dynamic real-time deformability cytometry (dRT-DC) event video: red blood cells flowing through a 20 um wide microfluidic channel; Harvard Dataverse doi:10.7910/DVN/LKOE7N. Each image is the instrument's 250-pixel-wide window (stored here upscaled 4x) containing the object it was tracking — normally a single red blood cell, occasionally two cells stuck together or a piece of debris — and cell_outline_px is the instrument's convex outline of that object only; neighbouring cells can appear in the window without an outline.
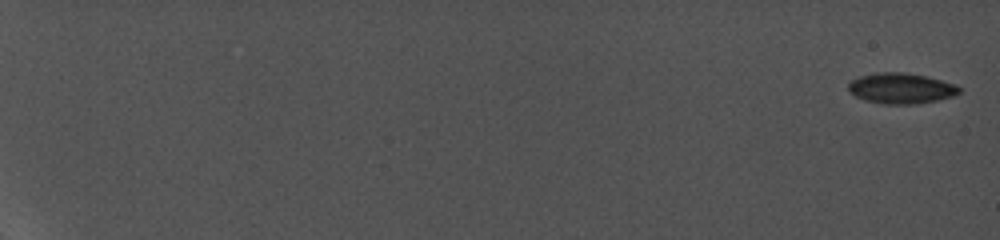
{"species": "common noctule bat (a hibernating species)", "species_latin": "Nyctalus noctula", "temperature_condition": "cold", "stored_images_in_passage": 34, "camera_frame_rate_fps": 5000, "um_per_image_px": 0.085, "animal": {"sex": "female", "body_mass_g": 19.0, "forearm_length_mm": 56.7}, "frame": {"image": 1, "passage_image": 1, "time_ms": 0.0, "image_size_px": [1000, 240], "cell_outline_px": [[960, 92], [952, 96], [936, 100], [912, 104], [884, 104], [864, 100], [848, 92], [848, 84], [852, 80], [860, 76], [876, 72], [904, 72], [924, 76], [940, 80], [952, 84], [960, 88]], "centroid_in_image_um": [76.52, 7.5], "position_along_channel_um": 8.5, "area_um2": 19.54}}
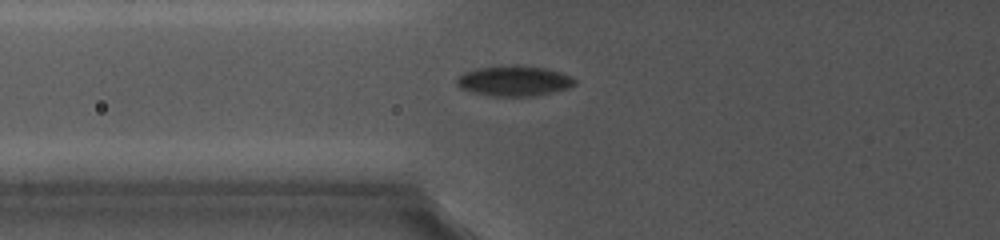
{"frame": {"image": 2, "passage_image": 17, "time_ms": 8.8, "image_size_px": [1000, 240], "cell_outline_px": [[576, 84], [568, 88], [552, 92], [532, 96], [492, 96], [472, 92], [460, 88], [456, 84], [456, 76], [464, 72], [476, 68], [508, 64], [516, 64], [548, 68], [572, 76], [576, 80]], "centroid_in_image_um": [43.68, 6.85], "position_along_channel_um": 82.1, "area_um2": 21.27}}
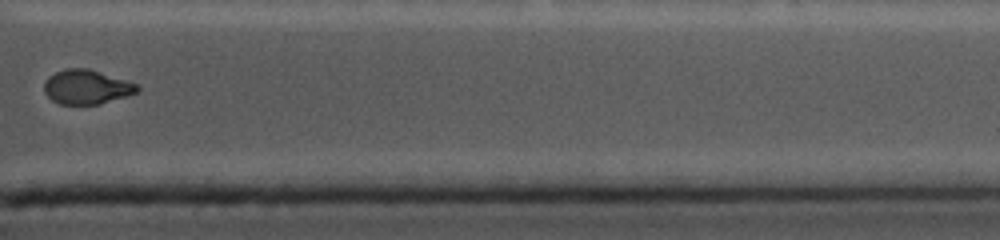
{"frame": {"image": 3, "passage_image": 33, "time_ms": 17.2, "image_size_px": [1000, 240], "cell_outline_px": [[140, 88], [136, 92], [128, 96], [100, 104], [60, 104], [52, 100], [44, 92], [44, 84], [48, 76], [64, 68], [88, 68], [140, 84]], "centroid_in_image_um": [7.38, 7.39], "position_along_channel_um": 404.0, "area_um2": 18.79}}